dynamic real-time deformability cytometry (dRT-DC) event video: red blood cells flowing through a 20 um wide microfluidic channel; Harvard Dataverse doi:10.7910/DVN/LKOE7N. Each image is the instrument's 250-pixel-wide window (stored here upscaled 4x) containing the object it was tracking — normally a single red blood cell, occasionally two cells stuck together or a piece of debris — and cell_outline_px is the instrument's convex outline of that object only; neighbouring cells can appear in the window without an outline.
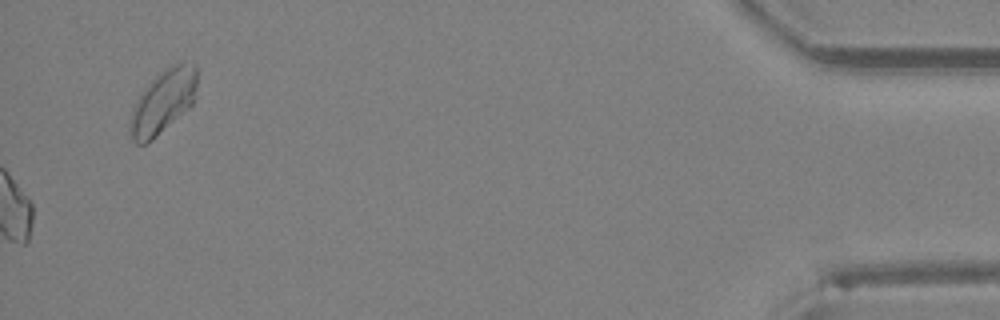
{"species": "Egyptian fruit bat (a non-hibernating species)", "species_latin": "Rousettus aegyptiacus", "temperature_condition": "room temperature", "stored_images_in_passage": 29, "camera_frame_rate_fps": 3000, "um_per_image_px": 0.085, "animal": {"sex": "female"}, "frame": {"image": 1, "passage_image": 29, "time_ms": 9.333, "image_size_px": [1000, 320], "cell_outline_px": [[196, 96], [192, 104], [188, 108], [152, 140], [144, 144], [136, 144], [132, 140], [128, 128], [132, 108], [136, 100], [144, 88], [164, 68], [172, 64], [196, 64]], "centroid_in_image_um": [13.83, 8.66], "position_along_channel_um": 421.4, "area_um2": 24.68}}